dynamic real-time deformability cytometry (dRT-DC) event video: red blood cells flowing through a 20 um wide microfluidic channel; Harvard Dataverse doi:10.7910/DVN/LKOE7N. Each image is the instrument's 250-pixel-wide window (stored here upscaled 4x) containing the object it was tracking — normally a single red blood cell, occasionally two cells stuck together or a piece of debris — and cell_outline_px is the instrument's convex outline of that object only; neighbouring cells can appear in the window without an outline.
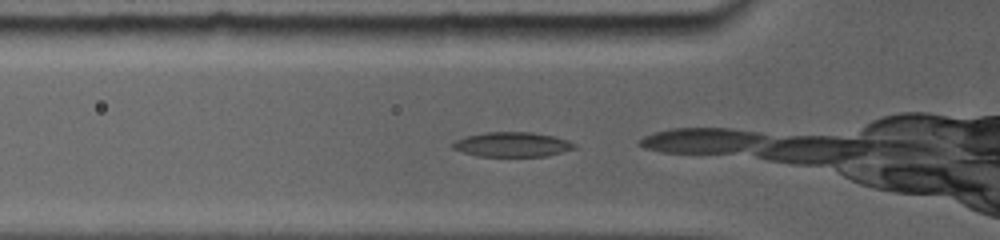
{"species": "common noctule bat (a hibernating species)", "species_latin": "Nyctalus noctula", "temperature_condition": "room temperature", "stored_images_in_passage": 5, "segment_of_instrument_passage": [2, 2], "camera_frame_rate_fps": 5000, "um_per_image_px": 0.085, "animal": {"sex": "female", "body_mass_g": 19.0, "forearm_length_mm": 56.7}, "frame": {"image": 1, "passage_image": 5, "time_ms": 2.4, "image_size_px": [1000, 240], "cell_outline_px": [[576, 148], [544, 156], [476, 156], [452, 148], [452, 144], [456, 140], [468, 136], [488, 132], [528, 132], [552, 136], [576, 144]], "centroid_in_image_um": [43.51, 12.28], "position_along_channel_um": 82.3, "area_um2": 17.05}}